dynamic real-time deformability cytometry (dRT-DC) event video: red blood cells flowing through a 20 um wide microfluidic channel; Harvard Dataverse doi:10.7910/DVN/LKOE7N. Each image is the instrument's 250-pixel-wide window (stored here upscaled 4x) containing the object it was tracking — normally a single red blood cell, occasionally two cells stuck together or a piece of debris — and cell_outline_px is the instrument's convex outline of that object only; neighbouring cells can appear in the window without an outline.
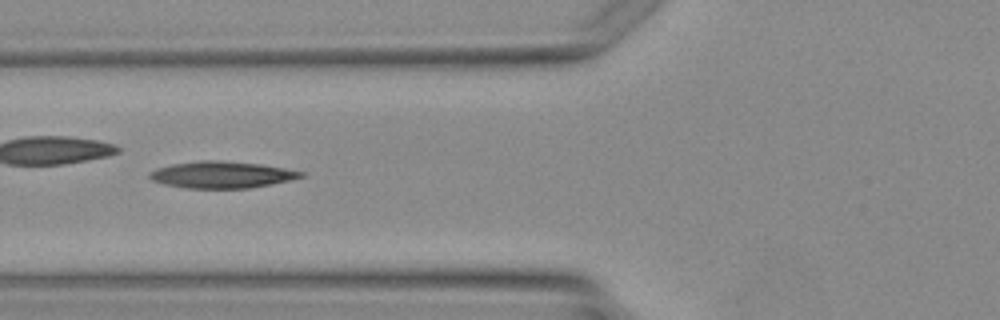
{"species": "Egyptian fruit bat (a non-hibernating species)", "species_latin": "Rousettus aegyptiacus", "temperature_condition": "warm", "stored_images_in_passage": 5, "camera_frame_rate_fps": 3000, "um_per_image_px": 0.085, "animal": {"sex": "female"}, "frame": {"image": 1, "passage_image": 5, "time_ms": 5.667, "image_size_px": [1000, 320], "cell_outline_px": [[304, 176], [272, 184], [248, 188], [184, 188], [164, 184], [152, 180], [148, 176], [148, 172], [156, 168], [172, 164], [200, 160], [220, 160], [260, 164], [284, 168], [304, 172]], "centroid_in_image_um": [18.79, 14.84], "position_along_channel_um": 107.0, "area_um2": 23.52}}